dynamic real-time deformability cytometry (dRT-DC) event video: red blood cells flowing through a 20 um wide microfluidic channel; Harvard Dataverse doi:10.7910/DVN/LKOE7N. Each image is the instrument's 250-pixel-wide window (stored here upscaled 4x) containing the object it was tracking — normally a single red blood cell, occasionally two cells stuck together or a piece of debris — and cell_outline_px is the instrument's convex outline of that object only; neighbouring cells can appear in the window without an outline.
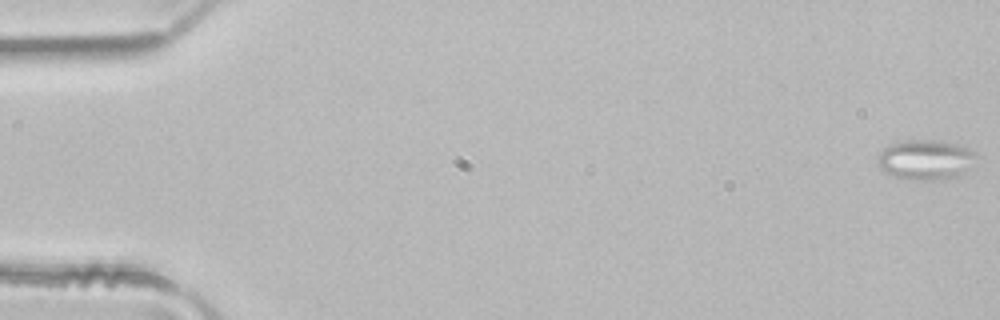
{"species": "common noctule bat (a hibernating species)", "species_latin": "Nyctalus noctula", "temperature_condition": "room temperature", "stored_images_in_passage": 51, "camera_frame_rate_fps": 3000, "um_per_image_px": 0.085, "animal": {"sex": "male", "body_mass_g": 21.5, "forearm_length_mm": 52.0}, "frame": {"image": 1, "passage_image": 1, "time_ms": 0.0, "image_size_px": [1000, 320], "cell_outline_px": [[980, 156], [964, 172], [956, 176], [944, 180], [908, 180], [884, 172], [876, 164], [876, 160], [880, 152], [884, 148], [900, 140], [932, 140], [956, 144], [968, 148], [976, 152]], "centroid_in_image_um": [78.67, 13.58], "position_along_channel_um": 6.3, "area_um2": 23.24}}
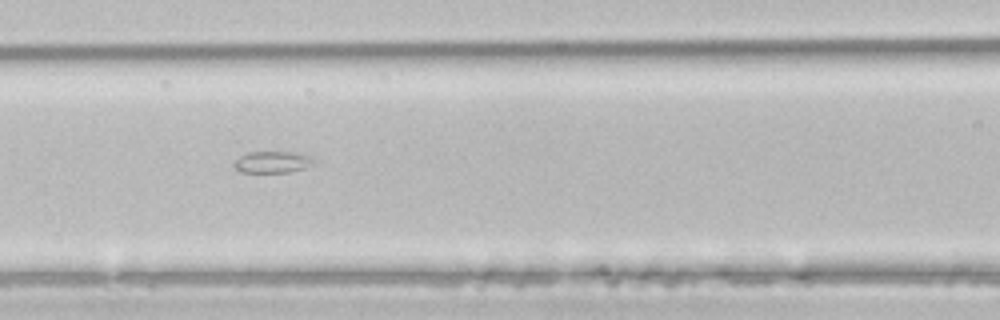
{"frame": {"image": 2, "passage_image": 22, "time_ms": 7.0, "image_size_px": [1000, 320], "cell_outline_px": [[316, 160], [312, 164], [304, 168], [288, 172], [240, 172], [232, 164], [240, 156], [248, 152], [292, 152], [316, 156]], "centroid_in_image_um": [23.2, 13.76], "position_along_channel_um": 143.4, "area_um2": 10.12}}
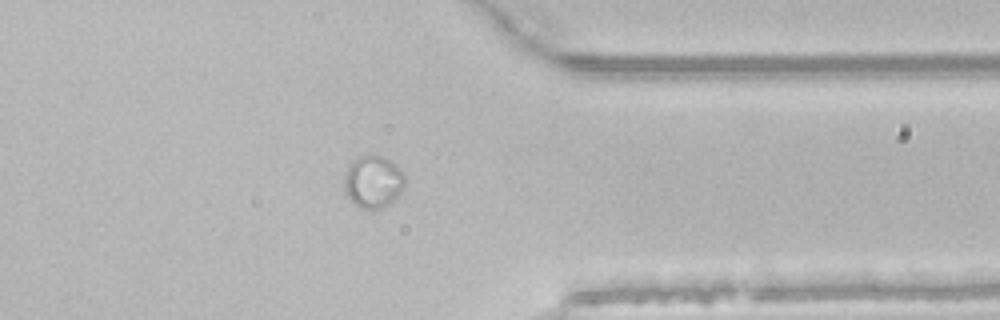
{"frame": {"image": 3, "passage_image": 40, "time_ms": 13.0, "image_size_px": [1000, 320], "cell_outline_px": [[404, 188], [388, 204], [380, 208], [360, 208], [348, 196], [344, 188], [344, 180], [348, 168], [352, 160], [356, 156], [380, 156], [396, 164], [404, 172]], "centroid_in_image_um": [31.72, 15.43], "position_along_channel_um": 379.7, "area_um2": 18.09}}